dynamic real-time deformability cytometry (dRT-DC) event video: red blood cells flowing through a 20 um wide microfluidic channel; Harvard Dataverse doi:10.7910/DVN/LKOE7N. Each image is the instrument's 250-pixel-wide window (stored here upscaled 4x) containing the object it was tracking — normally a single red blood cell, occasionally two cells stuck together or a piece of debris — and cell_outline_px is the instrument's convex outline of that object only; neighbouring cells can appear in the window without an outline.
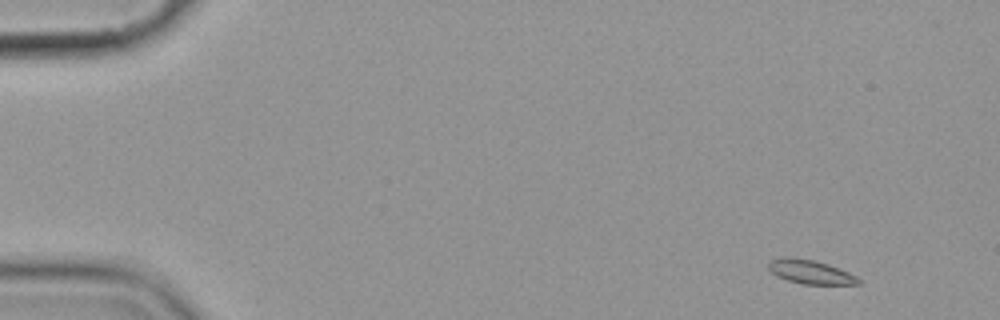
{"species": "common noctule bat (a hibernating species)", "species_latin": "Nyctalus noctula", "temperature_condition": "cold", "stored_images_in_passage": 6, "camera_frame_rate_fps": 3000, "um_per_image_px": 0.085, "animal": {"sex": "female", "body_mass_g": 19.9}, "frame": {"image": 1, "passage_image": 1, "time_ms": 0.0, "image_size_px": [1000, 320], "cell_outline_px": [[860, 284], [804, 284], [788, 280], [776, 276], [768, 268], [768, 264], [772, 260], [784, 256], [792, 256], [812, 260], [828, 264], [840, 268], [856, 276], [860, 280]], "centroid_in_image_um": [68.87, 23.1], "position_along_channel_um": 16.1, "area_um2": 12.48}}
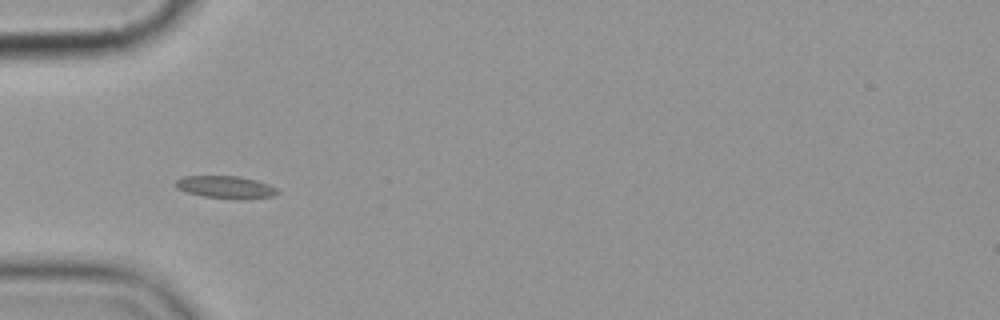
{"frame": {"image": 2, "passage_image": 5, "time_ms": 4.667, "image_size_px": [1000, 320], "cell_outline_px": [[280, 192], [276, 196], [248, 200], [236, 200], [200, 196], [176, 188], [176, 180], [184, 176], [240, 176], [256, 180], [268, 184], [276, 188]], "centroid_in_image_um": [19.25, 15.93], "position_along_channel_um": 65.8, "area_um2": 13.7}}
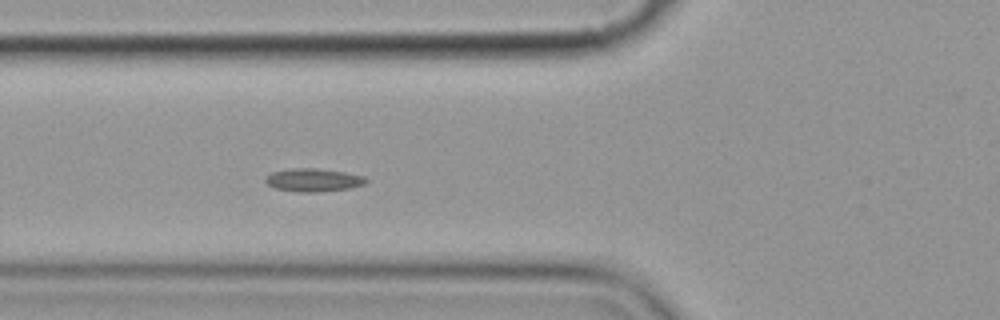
{"frame": {"image": 3, "passage_image": 6, "time_ms": 5.667, "image_size_px": [1000, 320], "cell_outline_px": [[368, 180], [364, 184], [352, 188], [316, 192], [300, 192], [272, 188], [264, 180], [264, 176], [272, 172], [292, 168], [316, 168], [344, 172], [364, 176]], "centroid_in_image_um": [26.6, 15.3], "position_along_channel_um": 99.2, "area_um2": 13.64}}